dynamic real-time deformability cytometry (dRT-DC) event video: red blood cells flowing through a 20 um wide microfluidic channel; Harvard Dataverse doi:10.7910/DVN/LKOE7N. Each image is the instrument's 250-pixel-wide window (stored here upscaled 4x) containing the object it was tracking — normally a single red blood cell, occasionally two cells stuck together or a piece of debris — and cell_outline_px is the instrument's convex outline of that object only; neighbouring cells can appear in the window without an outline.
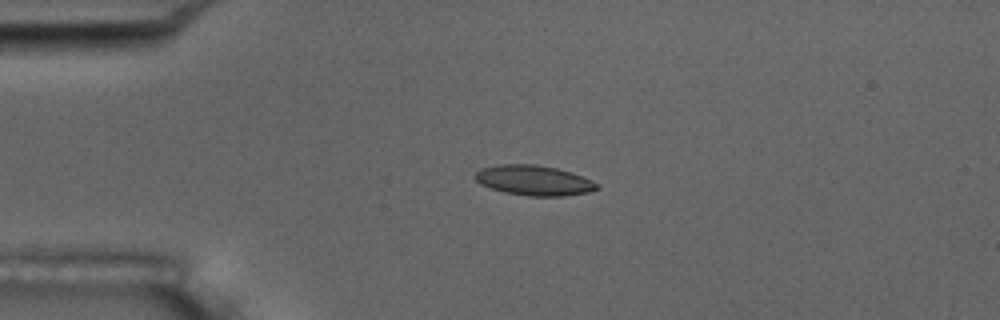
{"species": "common noctule bat (a hibernating species)", "species_latin": "Nyctalus noctula", "temperature_condition": "room temperature", "stored_images_in_passage": 5, "camera_frame_rate_fps": 3000, "um_per_image_px": 0.085, "animal": {"sex": "male", "body_mass_g": 17.5, "forearm_length_mm": 52.3}, "frame": {"image": 1, "passage_image": 4, "time_ms": 1.0, "image_size_px": [1000, 320], "cell_outline_px": [[600, 188], [588, 192], [564, 196], [528, 196], [504, 192], [480, 184], [472, 176], [480, 168], [500, 164], [536, 164], [556, 168], [572, 172], [592, 180], [600, 184]], "centroid_in_image_um": [45.39, 15.33], "position_along_channel_um": 39.6, "area_um2": 21.56}}